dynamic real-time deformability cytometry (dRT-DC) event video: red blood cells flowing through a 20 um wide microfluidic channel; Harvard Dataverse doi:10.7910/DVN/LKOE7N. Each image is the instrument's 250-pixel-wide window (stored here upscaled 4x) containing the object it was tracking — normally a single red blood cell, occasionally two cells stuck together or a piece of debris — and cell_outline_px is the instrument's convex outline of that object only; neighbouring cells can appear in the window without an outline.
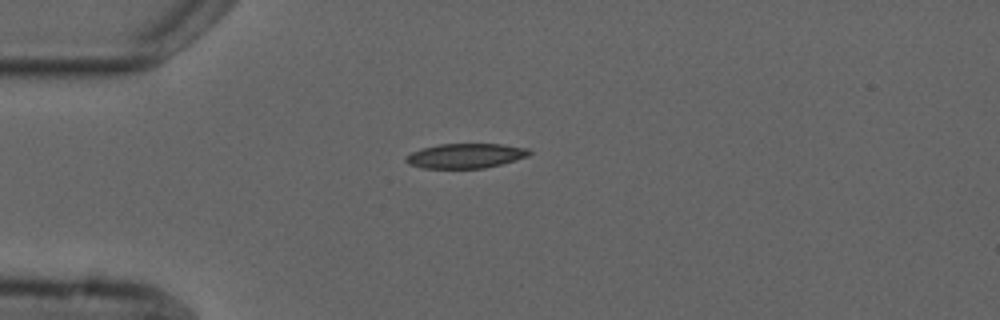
{"species": "common noctule bat (a hibernating species)", "species_latin": "Nyctalus noctula", "temperature_condition": "cold", "stored_images_in_passage": 4, "camera_frame_rate_fps": 3000, "um_per_image_px": 0.085, "animal": {"sex": "male", "forearm_length_mm": 52.5}, "frame": {"image": 1, "passage_image": 1, "time_ms": 0.0, "image_size_px": [1000, 320], "cell_outline_px": [[532, 152], [528, 156], [500, 164], [484, 168], [424, 168], [408, 164], [404, 160], [404, 156], [420, 148], [440, 144], [504, 144], [528, 148]], "centroid_in_image_um": [39.54, 13.23], "position_along_channel_um": 45.5, "area_um2": 17.8}}
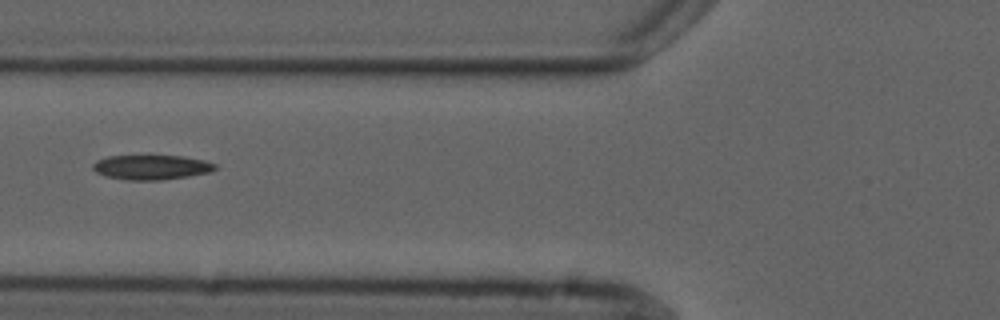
{"frame": {"image": 2, "passage_image": 3, "time_ms": 2.333, "image_size_px": [1000, 320], "cell_outline_px": [[216, 168], [212, 172], [188, 176], [160, 180], [128, 180], [108, 176], [96, 172], [92, 168], [92, 164], [96, 160], [108, 156], [184, 156], [204, 160], [216, 164]], "centroid_in_image_um": [12.88, 14.21], "position_along_channel_um": 112.9, "area_um2": 17.51}}
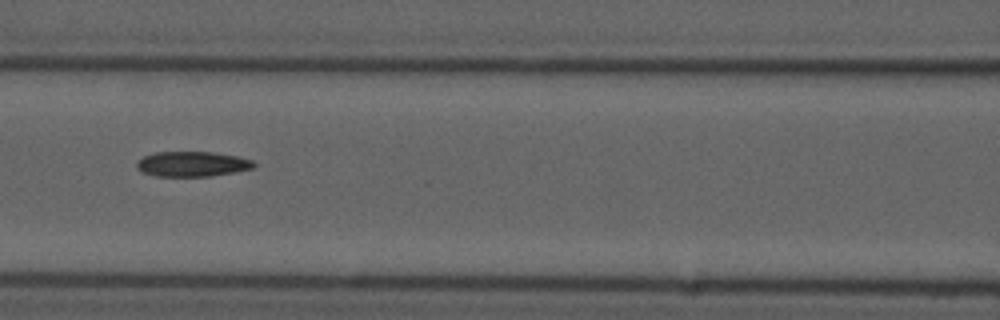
{"frame": {"image": 3, "passage_image": 4, "time_ms": 3.333, "image_size_px": [1000, 320], "cell_outline_px": [[256, 164], [252, 168], [236, 172], [212, 176], [156, 176], [144, 172], [136, 168], [136, 160], [144, 156], [156, 152], [212, 152], [236, 156], [252, 160]], "centroid_in_image_um": [16.32, 13.94], "position_along_channel_um": 150.3, "area_um2": 17.11}}